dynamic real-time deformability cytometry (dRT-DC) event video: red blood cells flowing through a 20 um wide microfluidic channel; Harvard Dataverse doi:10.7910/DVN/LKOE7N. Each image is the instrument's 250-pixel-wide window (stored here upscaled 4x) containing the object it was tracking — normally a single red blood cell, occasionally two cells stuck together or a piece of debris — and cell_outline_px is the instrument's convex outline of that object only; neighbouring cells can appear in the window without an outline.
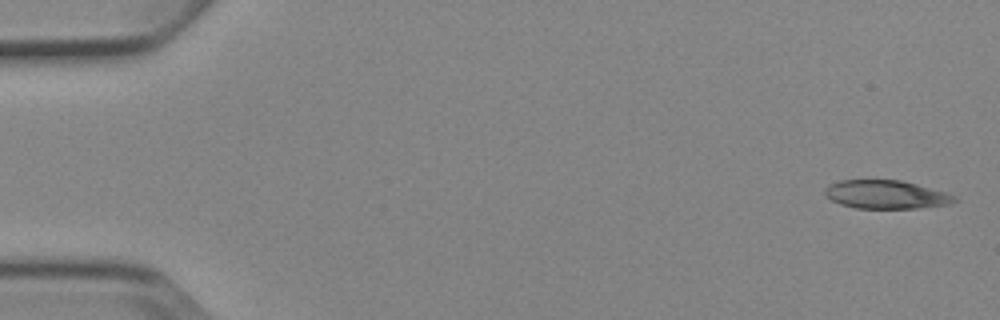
{"species": "Egyptian fruit bat (a non-hibernating species)", "species_latin": "Rousettus aegyptiacus", "temperature_condition": "cold", "stored_images_in_passage": 5, "camera_frame_rate_fps": 3000, "um_per_image_px": 0.085, "animal": {"sex": "female"}, "frame": {"image": 1, "passage_image": 1, "time_ms": 0.0, "image_size_px": [1000, 320], "cell_outline_px": [[956, 200], [948, 204], [916, 208], [856, 208], [840, 204], [824, 196], [824, 188], [828, 184], [840, 180], [900, 180], [916, 184], [944, 192], [956, 196]], "centroid_in_image_um": [75.24, 16.53], "position_along_channel_um": 9.8, "area_um2": 21.33}}
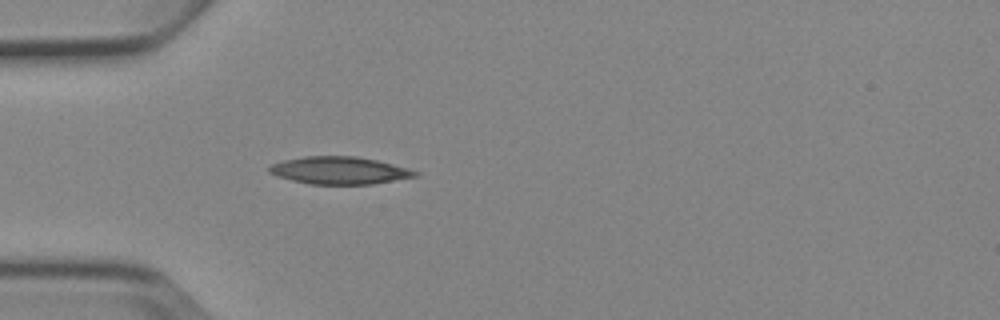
{"frame": {"image": 2, "passage_image": 5, "time_ms": 4.667, "image_size_px": [1000, 320], "cell_outline_px": [[420, 176], [372, 184], [308, 184], [276, 176], [268, 172], [268, 168], [272, 164], [284, 160], [304, 156], [356, 156], [376, 160], [408, 168], [420, 172]], "centroid_in_image_um": [28.87, 14.49], "position_along_channel_um": 56.1, "area_um2": 23.41}}